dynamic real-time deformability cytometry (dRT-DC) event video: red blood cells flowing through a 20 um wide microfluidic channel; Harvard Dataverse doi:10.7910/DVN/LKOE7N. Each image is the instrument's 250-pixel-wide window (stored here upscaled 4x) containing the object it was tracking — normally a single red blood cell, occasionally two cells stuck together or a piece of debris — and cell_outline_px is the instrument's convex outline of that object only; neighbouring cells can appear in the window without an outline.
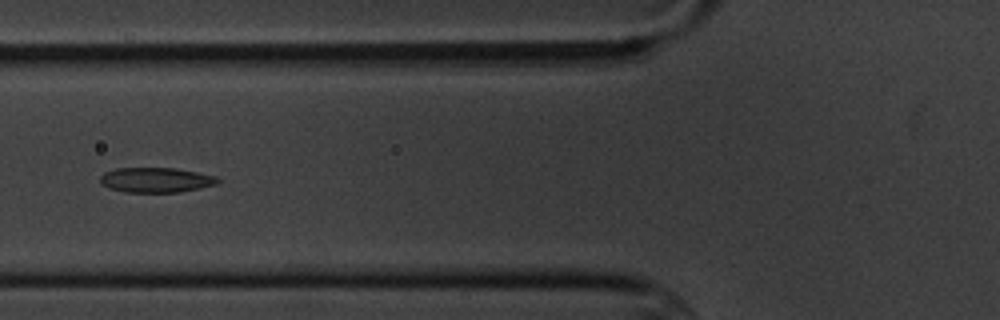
{"species": "common noctule bat (a hibernating species)", "species_latin": "Nyctalus noctula", "temperature_condition": "cold", "stored_images_in_passage": 14, "camera_frame_rate_fps": 3000, "um_per_image_px": 0.085, "animal": {"sex": "male", "body_mass_g": 20.1, "forearm_length_mm": 53.5}, "frame": {"image": 1, "passage_image": 5, "time_ms": 5.333, "image_size_px": [1000, 320], "cell_outline_px": [[220, 180], [216, 184], [200, 188], [180, 192], [124, 192], [108, 188], [100, 184], [100, 176], [104, 172], [116, 168], [176, 168], [216, 176]], "centroid_in_image_um": [13.22, 15.3], "position_along_channel_um": 112.6, "area_um2": 17.17}}
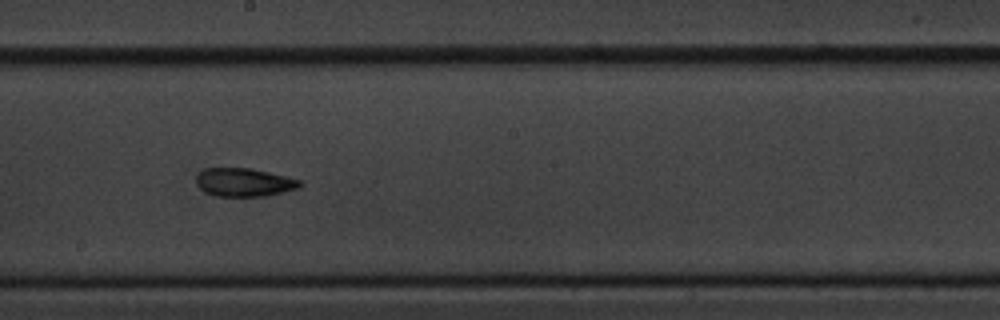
{"frame": {"image": 2, "passage_image": 8, "time_ms": 8.667, "image_size_px": [1000, 320], "cell_outline_px": [[304, 184], [300, 188], [268, 196], [216, 196], [204, 192], [196, 184], [196, 176], [204, 168], [252, 168], [300, 180]], "centroid_in_image_um": [20.75, 15.5], "position_along_channel_um": 227.4, "area_um2": 17.28}}
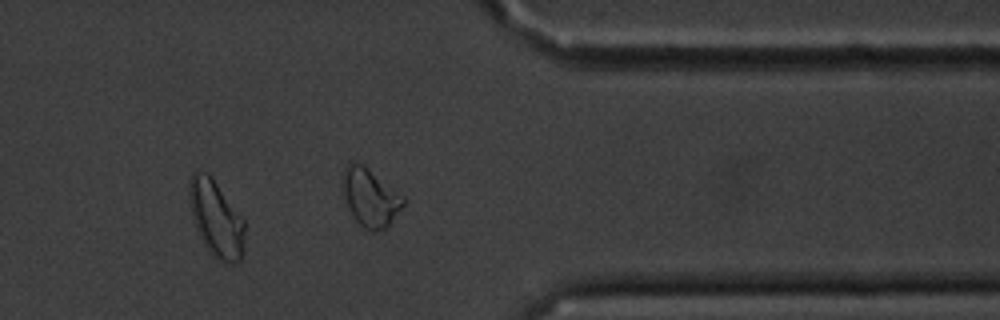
{"frame": {"image": 3, "passage_image": 12, "time_ms": 13.333, "image_size_px": [1000, 320], "cell_outline_px": [[244, 252], [240, 264], [228, 264], [212, 256], [204, 244], [192, 220], [188, 200], [188, 180], [192, 172], [208, 172], [212, 176], [244, 220]], "centroid_in_image_um": [18.36, 18.59], "position_along_channel_um": 393.0, "area_um2": 25.26}, "authors_computed_cell_mechanics": {"area_um2": 17.6001, "velocity_mm_per_s": 3.4464, "shape_relaxation_time_tau1_ms": 8.6885, "shape_relaxation_time_tau2_ms": 5.4552, "deformation_change_tau1": 0.1676, "deformation_change_tau2": 0.0997}}